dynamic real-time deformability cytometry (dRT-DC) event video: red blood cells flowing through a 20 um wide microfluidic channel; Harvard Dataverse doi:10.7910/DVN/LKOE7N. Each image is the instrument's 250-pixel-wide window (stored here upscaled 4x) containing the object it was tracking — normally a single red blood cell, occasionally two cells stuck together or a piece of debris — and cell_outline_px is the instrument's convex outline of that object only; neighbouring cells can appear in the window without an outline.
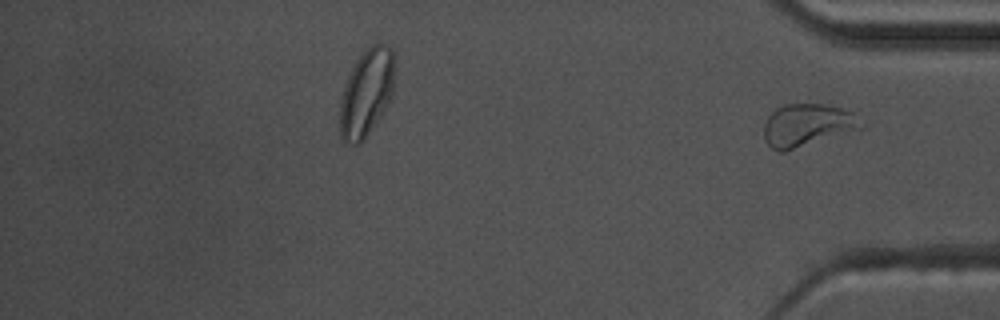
{"species": "common noctule bat (a hibernating species)", "species_latin": "Nyctalus noctula", "temperature_condition": "warm", "stored_images_in_passage": 37, "segment_of_instrument_passage": [2, 2], "camera_frame_rate_fps": 3000, "um_per_image_px": 0.085, "animal": {"sex": "male", "body_mass_g": 17.5, "forearm_length_mm": 52.3}, "frame": {"image": 1, "passage_image": 37, "time_ms": 12.0, "image_size_px": [1000, 320], "cell_outline_px": [[864, 128], [784, 152], [780, 152], [772, 148], [764, 140], [764, 124], [768, 116], [776, 108], [784, 104], [824, 104], [840, 108], [852, 112], [864, 124]], "centroid_in_image_um": [68.61, 10.64], "position_along_channel_um": 366.6, "area_um2": 24.16}}